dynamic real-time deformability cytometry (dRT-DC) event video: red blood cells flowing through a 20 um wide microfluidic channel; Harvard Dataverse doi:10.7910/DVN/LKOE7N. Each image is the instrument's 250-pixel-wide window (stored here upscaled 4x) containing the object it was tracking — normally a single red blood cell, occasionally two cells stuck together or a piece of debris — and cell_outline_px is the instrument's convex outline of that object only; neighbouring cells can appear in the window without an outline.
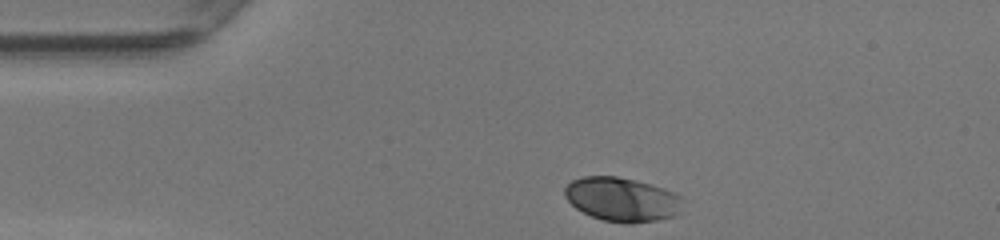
{"species": "human", "species_latin": "Homo sapiens", "temperature_condition": "warm", "stored_images_in_passage": 30, "camera_frame_rate_fps": 3000, "um_per_image_px": 0.085, "donor": {"sex": "female"}, "frame": {"image": 1, "passage_image": 1, "time_ms": 0.0, "image_size_px": [1000, 240], "cell_outline_px": [[680, 200], [676, 216], [656, 220], [632, 224], [624, 224], [604, 220], [592, 216], [576, 208], [564, 196], [564, 188], [572, 180], [584, 176], [616, 176], [664, 188], [680, 196]], "centroid_in_image_um": [52.82, 16.96], "position_along_channel_um": 32.2, "area_um2": 29.88}}
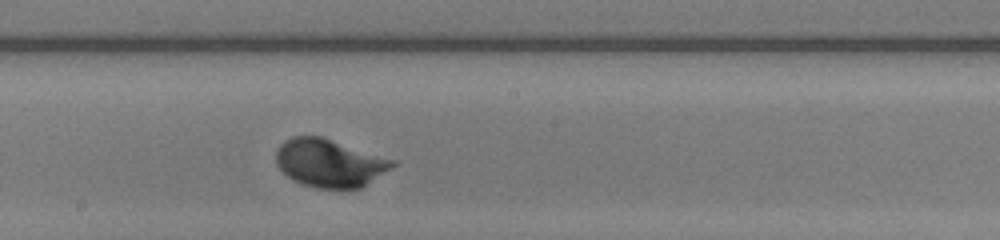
{"frame": {"image": 2, "passage_image": 18, "time_ms": 5.667, "image_size_px": [1000, 240], "cell_outline_px": [[396, 164], [392, 168], [360, 188], [316, 188], [300, 184], [292, 180], [276, 164], [276, 152], [280, 144], [284, 140], [292, 136], [320, 136], [396, 160]], "centroid_in_image_um": [28.0, 13.85], "position_along_channel_um": 220.2, "area_um2": 32.48}}
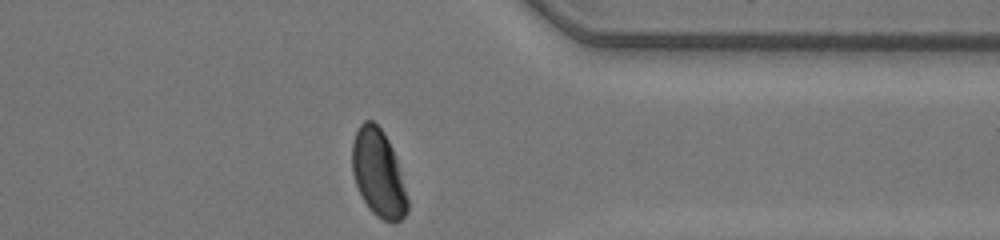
{"frame": {"image": 3, "passage_image": 30, "time_ms": 9.667, "image_size_px": [1000, 240], "cell_outline_px": [[408, 212], [400, 220], [392, 224], [376, 216], [368, 208], [360, 196], [352, 172], [352, 140], [360, 124], [364, 120], [372, 120], [384, 132], [392, 148], [396, 160], [408, 200]], "centroid_in_image_um": [32.14, 14.75], "position_along_channel_um": 379.3, "area_um2": 28.15}, "authors_computed_cell_mechanics": {"area_um2": 31.0964, "velocity_mm_per_s": 4.1695, "shape_relaxation_time_tau1_ms": 1.9675, "shape_relaxation_time_tau2_ms": null, "deformation_change_tau1": 0.1152, "deformation_change_tau2": null}}